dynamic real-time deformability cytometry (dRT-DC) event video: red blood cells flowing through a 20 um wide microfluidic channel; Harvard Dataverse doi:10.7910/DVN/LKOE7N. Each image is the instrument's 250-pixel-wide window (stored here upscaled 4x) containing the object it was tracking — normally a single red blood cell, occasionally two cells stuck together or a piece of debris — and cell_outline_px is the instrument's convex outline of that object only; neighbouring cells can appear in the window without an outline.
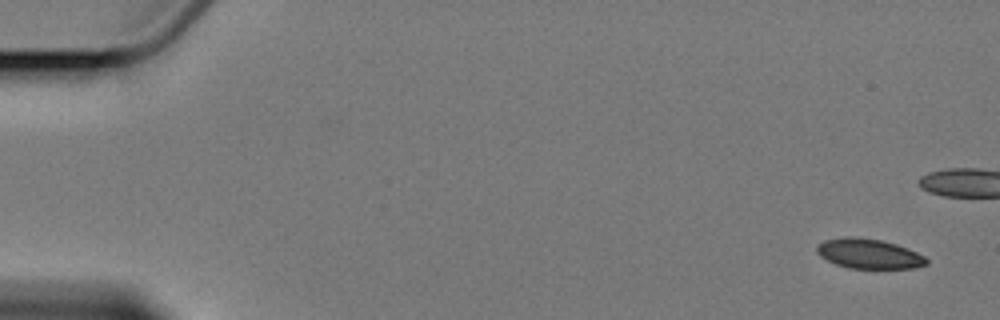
{"species": "Egyptian fruit bat (a non-hibernating species)", "species_latin": "Rousettus aegyptiacus", "temperature_condition": "cold", "stored_images_in_passage": 4, "camera_frame_rate_fps": 3000, "um_per_image_px": 0.085, "animal": {"sex": "female"}, "frame": {"image": 1, "passage_image": 1, "time_ms": 0.0, "image_size_px": [1000, 320], "cell_outline_px": [[928, 264], [912, 268], [848, 268], [836, 264], [820, 256], [816, 252], [816, 248], [824, 240], [844, 236], [852, 236], [880, 240], [896, 244], [916, 252], [924, 256], [928, 260]], "centroid_in_image_um": [73.84, 21.56], "position_along_channel_um": 11.2, "area_um2": 18.9}}